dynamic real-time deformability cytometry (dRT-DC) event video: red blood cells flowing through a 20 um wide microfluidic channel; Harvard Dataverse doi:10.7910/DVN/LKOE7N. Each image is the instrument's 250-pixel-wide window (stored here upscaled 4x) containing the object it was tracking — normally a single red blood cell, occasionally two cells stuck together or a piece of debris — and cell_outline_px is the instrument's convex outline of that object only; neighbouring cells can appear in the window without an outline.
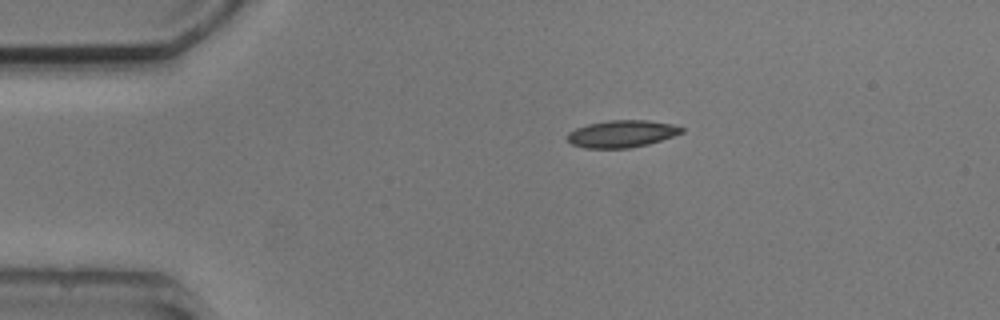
{"species": "common noctule bat (a hibernating species)", "species_latin": "Nyctalus noctula", "temperature_condition": "cold", "stored_images_in_passage": 4, "camera_frame_rate_fps": 3000, "um_per_image_px": 0.085, "animal": {"sex": "male", "body_mass_g": 20.5, "forearm_length_mm": 52.5}, "frame": {"image": 1, "passage_image": 1, "time_ms": 0.0, "image_size_px": [1000, 320], "cell_outline_px": [[684, 132], [648, 144], [628, 148], [584, 148], [572, 144], [568, 140], [568, 132], [576, 128], [588, 124], [608, 120], [648, 120], [672, 124], [684, 128]], "centroid_in_image_um": [52.85, 11.37], "position_along_channel_um": 32.2, "area_um2": 17.98}}
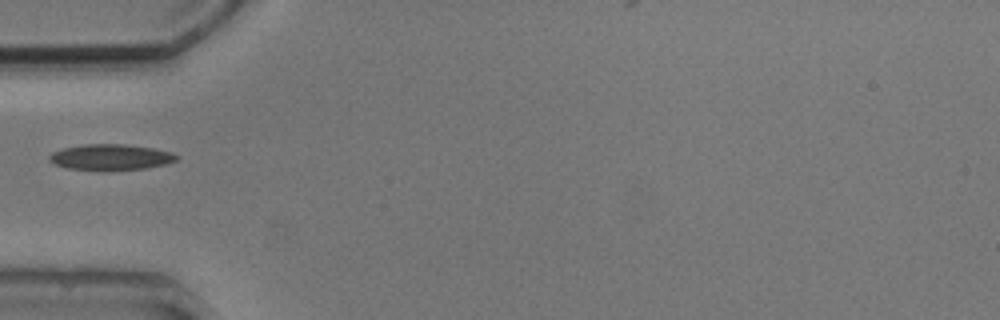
{"frame": {"image": 2, "passage_image": 3, "time_ms": 2.333, "image_size_px": [1000, 320], "cell_outline_px": [[180, 156], [176, 160], [164, 164], [148, 168], [108, 172], [100, 172], [68, 168], [56, 164], [48, 160], [48, 156], [52, 152], [64, 148], [84, 144], [124, 144], [152, 148], [172, 152]], "centroid_in_image_um": [9.4, 13.38], "position_along_channel_um": 75.6, "area_um2": 19.65}}